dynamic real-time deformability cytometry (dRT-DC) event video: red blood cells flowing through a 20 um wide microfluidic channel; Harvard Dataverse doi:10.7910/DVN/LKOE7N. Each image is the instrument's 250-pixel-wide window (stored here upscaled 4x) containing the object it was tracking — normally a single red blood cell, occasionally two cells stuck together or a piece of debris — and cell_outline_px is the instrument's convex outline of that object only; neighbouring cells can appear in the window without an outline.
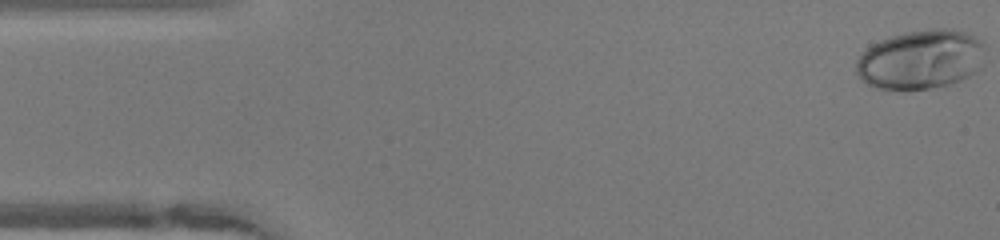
{"species": "human", "species_latin": "Homo sapiens", "temperature_condition": "warm", "stored_images_in_passage": 49, "camera_frame_rate_fps": 3000, "um_per_image_px": 0.085, "donor": {"sex": "female"}, "frame": {"image": 1, "passage_image": 1, "time_ms": 0.0, "image_size_px": [1000, 240], "cell_outline_px": [[984, 48], [980, 68], [976, 72], [960, 80], [948, 84], [928, 88], [904, 92], [876, 88], [864, 84], [860, 80], [856, 72], [856, 60], [872, 44], [880, 40], [904, 32], [932, 28], [952, 28], [976, 36], [984, 40]], "centroid_in_image_um": [78.24, 5.07], "position_along_channel_um": 6.8, "area_um2": 45.32}}
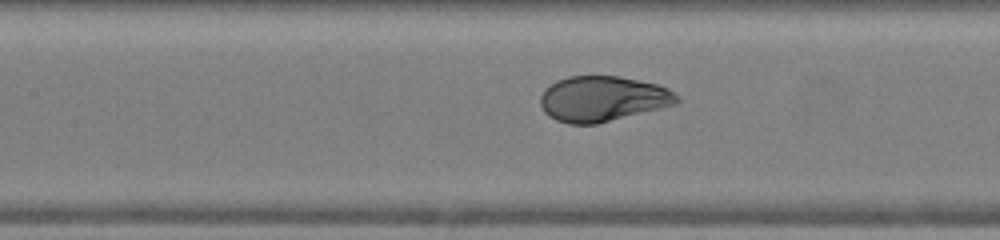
{"frame": {"image": 2, "passage_image": 21, "time_ms": 6.667, "image_size_px": [1000, 240], "cell_outline_px": [[680, 100], [676, 104], [596, 124], [568, 124], [556, 120], [548, 116], [544, 112], [540, 104], [540, 96], [544, 88], [556, 80], [568, 76], [620, 76], [656, 84], [668, 88], [680, 96]], "centroid_in_image_um": [51.19, 8.39], "position_along_channel_um": 156.2, "area_um2": 36.24}}
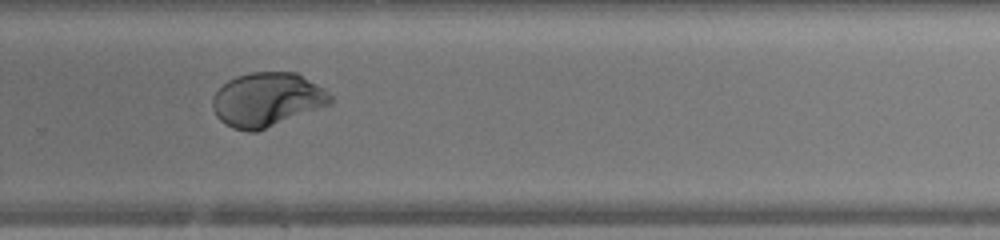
{"frame": {"image": 3, "passage_image": 32, "time_ms": 10.333, "image_size_px": [1000, 240], "cell_outline_px": [[332, 104], [256, 132], [248, 132], [232, 128], [224, 124], [216, 116], [212, 108], [212, 96], [228, 80], [236, 76], [248, 72], [296, 72], [324, 88], [332, 96]], "centroid_in_image_um": [22.69, 8.47], "position_along_channel_um": 307.1, "area_um2": 37.34}, "authors_computed_cell_mechanics": {"area_um2": 37.5122, "velocity_mm_per_s": 4.1272, "shape_relaxation_time_tau1_ms": 3.0876, "shape_relaxation_time_tau2_ms": null, "deformation_change_tau1": 0.1986, "deformation_change_tau2": null}}